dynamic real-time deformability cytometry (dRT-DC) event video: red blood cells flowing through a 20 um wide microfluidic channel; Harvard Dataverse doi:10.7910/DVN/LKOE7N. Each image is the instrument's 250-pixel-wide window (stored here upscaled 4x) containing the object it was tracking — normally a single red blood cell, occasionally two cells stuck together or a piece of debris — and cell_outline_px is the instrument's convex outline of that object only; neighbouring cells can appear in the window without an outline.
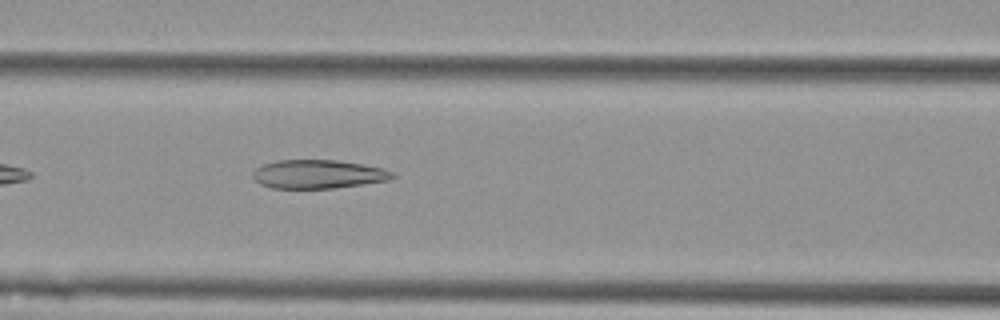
{"species": "Egyptian fruit bat (a non-hibernating species)", "species_latin": "Rousettus aegyptiacus", "temperature_condition": "cold", "stored_images_in_passage": 38, "camera_frame_rate_fps": 3000, "um_per_image_px": 0.085, "animal": {"sex": "female"}, "frame": {"image": 1, "passage_image": 8, "time_ms": 2.333, "image_size_px": [1000, 320], "cell_outline_px": [[396, 176], [388, 180], [336, 188], [272, 188], [260, 184], [252, 176], [252, 172], [256, 168], [264, 164], [276, 160], [336, 160], [364, 164], [384, 168], [392, 172]], "centroid_in_image_um": [27.04, 14.8], "position_along_channel_um": 139.6, "area_um2": 23.35}}
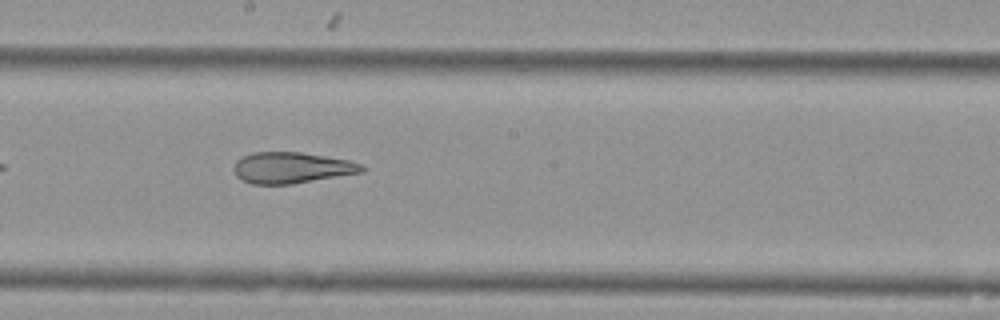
{"frame": {"image": 2, "passage_image": 15, "time_ms": 4.667, "image_size_px": [1000, 320], "cell_outline_px": [[368, 168], [364, 172], [292, 184], [252, 184], [236, 176], [236, 160], [240, 156], [252, 152], [300, 152], [348, 160], [360, 164]], "centroid_in_image_um": [24.81, 14.25], "position_along_channel_um": 223.4, "area_um2": 23.12}}
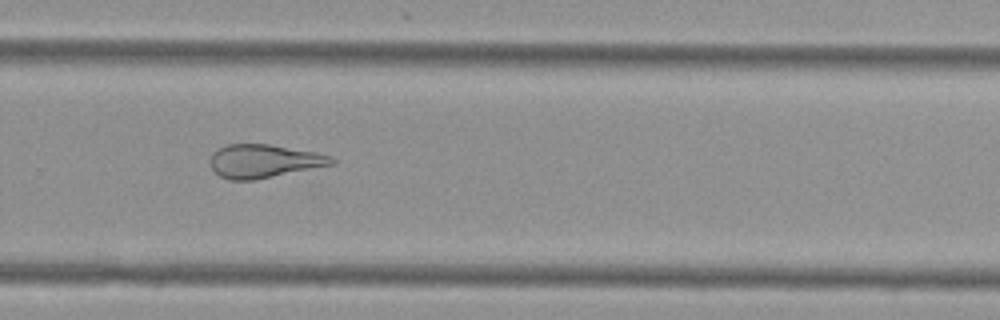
{"frame": {"image": 3, "passage_image": 22, "time_ms": 7.0, "image_size_px": [1000, 320], "cell_outline_px": [[336, 164], [256, 180], [228, 180], [220, 176], [212, 168], [212, 152], [228, 144], [268, 144], [316, 152], [332, 156], [336, 160]], "centroid_in_image_um": [22.49, 13.7], "position_along_channel_um": 307.3, "area_um2": 23.64}, "authors_computed_cell_mechanics": {"area_um2": 24.9118, "velocity_mm_per_s": 3.6119, "shape_relaxation_time_tau1_ms": null, "shape_relaxation_time_tau2_ms": 3.6372, "deformation_change_tau1": null, "deformation_change_tau2": 0.1356}}